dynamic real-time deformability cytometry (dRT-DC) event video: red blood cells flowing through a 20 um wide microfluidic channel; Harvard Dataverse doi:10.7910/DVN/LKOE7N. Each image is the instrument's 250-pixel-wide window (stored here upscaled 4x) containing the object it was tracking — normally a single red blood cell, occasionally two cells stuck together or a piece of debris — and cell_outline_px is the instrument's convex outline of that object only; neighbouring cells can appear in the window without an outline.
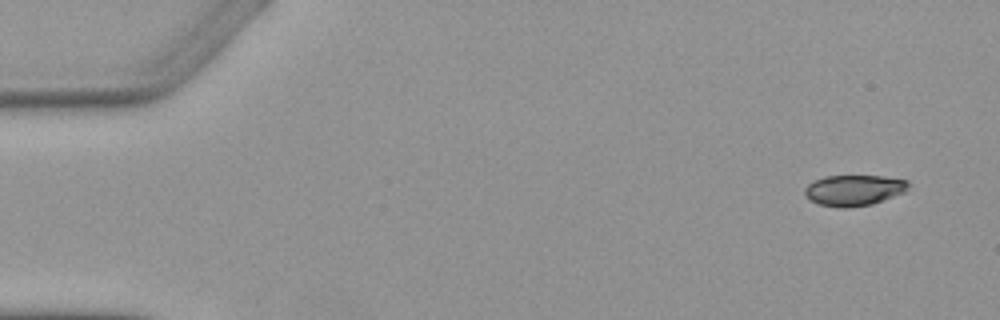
{"species": "Egyptian fruit bat (a non-hibernating species)", "species_latin": "Rousettus aegyptiacus", "temperature_condition": "warm", "stored_images_in_passage": 8, "camera_frame_rate_fps": 3000, "um_per_image_px": 0.085, "animal": {"sex": "female"}, "frame": {"image": 1, "passage_image": 1, "time_ms": 0.0, "image_size_px": [1000, 320], "cell_outline_px": [[908, 184], [904, 192], [872, 204], [844, 208], [840, 208], [816, 204], [808, 200], [804, 196], [804, 188], [808, 184], [824, 176], [884, 176], [908, 180]], "centroid_in_image_um": [72.52, 16.18], "position_along_channel_um": 12.5, "area_um2": 18.67}}
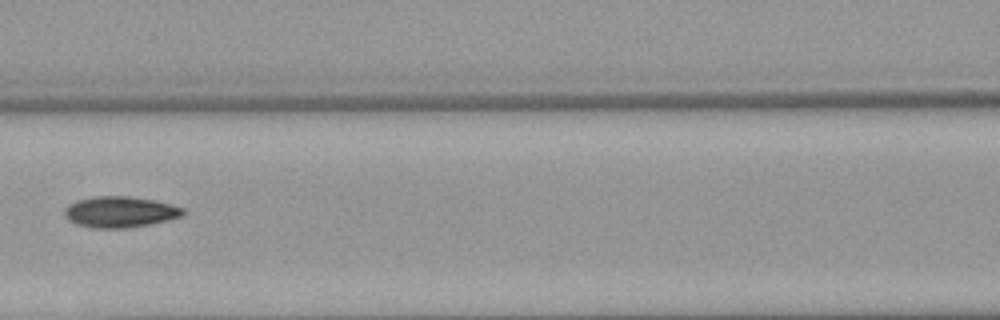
{"frame": {"image": 2, "passage_image": 7, "time_ms": 7.0, "image_size_px": [1000, 320], "cell_outline_px": [[184, 216], [168, 220], [128, 228], [92, 228], [76, 224], [68, 220], [64, 216], [64, 208], [68, 204], [76, 200], [92, 196], [128, 196], [152, 200], [184, 208]], "centroid_in_image_um": [10.15, 18.01], "position_along_channel_um": 156.5, "area_um2": 21.5}}
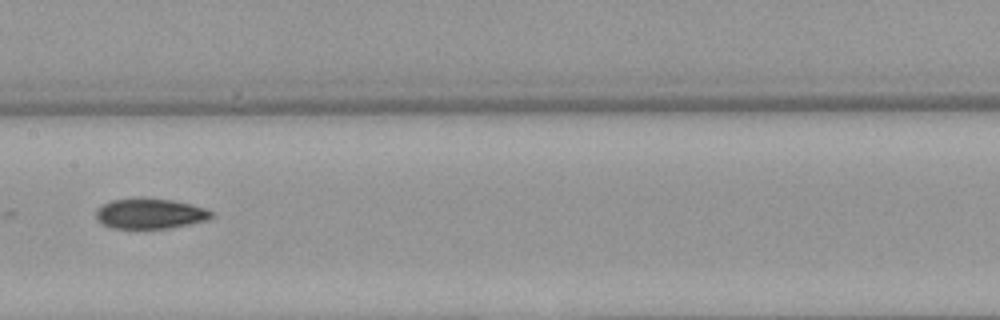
{"frame": {"image": 3, "passage_image": 8, "time_ms": 8.0, "image_size_px": [1000, 320], "cell_outline_px": [[212, 216], [208, 220], [168, 228], [112, 228], [100, 224], [96, 220], [96, 208], [112, 200], [140, 196], [172, 200], [192, 204], [204, 208], [212, 212]], "centroid_in_image_um": [12.7, 18.14], "position_along_channel_um": 194.7, "area_um2": 20.69}}